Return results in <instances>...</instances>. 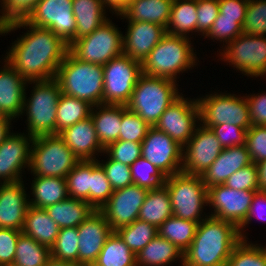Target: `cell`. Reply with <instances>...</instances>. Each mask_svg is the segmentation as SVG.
I'll return each mask as SVG.
<instances>
[{"label": "cell", "instance_id": "d590c367", "mask_svg": "<svg viewBox=\"0 0 266 266\" xmlns=\"http://www.w3.org/2000/svg\"><path fill=\"white\" fill-rule=\"evenodd\" d=\"M92 266H137L136 254L113 231Z\"/></svg>", "mask_w": 266, "mask_h": 266}, {"label": "cell", "instance_id": "e575fe53", "mask_svg": "<svg viewBox=\"0 0 266 266\" xmlns=\"http://www.w3.org/2000/svg\"><path fill=\"white\" fill-rule=\"evenodd\" d=\"M93 105L85 100L61 94L56 111V134L91 116Z\"/></svg>", "mask_w": 266, "mask_h": 266}, {"label": "cell", "instance_id": "e0dca14e", "mask_svg": "<svg viewBox=\"0 0 266 266\" xmlns=\"http://www.w3.org/2000/svg\"><path fill=\"white\" fill-rule=\"evenodd\" d=\"M255 192L234 190L224 184L207 188L208 204L214 208L210 216L229 221L239 228L247 218Z\"/></svg>", "mask_w": 266, "mask_h": 266}, {"label": "cell", "instance_id": "ba28073f", "mask_svg": "<svg viewBox=\"0 0 266 266\" xmlns=\"http://www.w3.org/2000/svg\"><path fill=\"white\" fill-rule=\"evenodd\" d=\"M170 195L173 216L200 223L207 200V187L198 175L176 173L166 177L163 184Z\"/></svg>", "mask_w": 266, "mask_h": 266}, {"label": "cell", "instance_id": "816d5d0a", "mask_svg": "<svg viewBox=\"0 0 266 266\" xmlns=\"http://www.w3.org/2000/svg\"><path fill=\"white\" fill-rule=\"evenodd\" d=\"M205 127L212 130L223 148L246 145V134L248 129L226 123Z\"/></svg>", "mask_w": 266, "mask_h": 266}, {"label": "cell", "instance_id": "5b68a950", "mask_svg": "<svg viewBox=\"0 0 266 266\" xmlns=\"http://www.w3.org/2000/svg\"><path fill=\"white\" fill-rule=\"evenodd\" d=\"M176 83L142 73L126 107L154 127L167 107L180 96Z\"/></svg>", "mask_w": 266, "mask_h": 266}, {"label": "cell", "instance_id": "30bf717a", "mask_svg": "<svg viewBox=\"0 0 266 266\" xmlns=\"http://www.w3.org/2000/svg\"><path fill=\"white\" fill-rule=\"evenodd\" d=\"M199 119L203 126L230 124L244 129L251 127L248 103L235 94L214 92L204 98H197Z\"/></svg>", "mask_w": 266, "mask_h": 266}, {"label": "cell", "instance_id": "681fc988", "mask_svg": "<svg viewBox=\"0 0 266 266\" xmlns=\"http://www.w3.org/2000/svg\"><path fill=\"white\" fill-rule=\"evenodd\" d=\"M98 163L105 171L106 177L113 190L125 188L133 184L129 165L112 160L110 157H108L105 163H100V161H98Z\"/></svg>", "mask_w": 266, "mask_h": 266}, {"label": "cell", "instance_id": "277c9868", "mask_svg": "<svg viewBox=\"0 0 266 266\" xmlns=\"http://www.w3.org/2000/svg\"><path fill=\"white\" fill-rule=\"evenodd\" d=\"M189 37L166 33L141 63L142 73L176 82L177 74L197 65Z\"/></svg>", "mask_w": 266, "mask_h": 266}, {"label": "cell", "instance_id": "d4e9b609", "mask_svg": "<svg viewBox=\"0 0 266 266\" xmlns=\"http://www.w3.org/2000/svg\"><path fill=\"white\" fill-rule=\"evenodd\" d=\"M252 163L246 145L224 148L218 158L201 175L203 183L207 188L224 184L234 172Z\"/></svg>", "mask_w": 266, "mask_h": 266}, {"label": "cell", "instance_id": "60d3db41", "mask_svg": "<svg viewBox=\"0 0 266 266\" xmlns=\"http://www.w3.org/2000/svg\"><path fill=\"white\" fill-rule=\"evenodd\" d=\"M77 227L62 228L50 248L51 258L78 265V238Z\"/></svg>", "mask_w": 266, "mask_h": 266}, {"label": "cell", "instance_id": "7dc6e473", "mask_svg": "<svg viewBox=\"0 0 266 266\" xmlns=\"http://www.w3.org/2000/svg\"><path fill=\"white\" fill-rule=\"evenodd\" d=\"M112 160L131 166L142 156L141 143L118 140L104 149Z\"/></svg>", "mask_w": 266, "mask_h": 266}, {"label": "cell", "instance_id": "6125c7cd", "mask_svg": "<svg viewBox=\"0 0 266 266\" xmlns=\"http://www.w3.org/2000/svg\"><path fill=\"white\" fill-rule=\"evenodd\" d=\"M258 175V191H266V159L256 163Z\"/></svg>", "mask_w": 266, "mask_h": 266}, {"label": "cell", "instance_id": "8fae6325", "mask_svg": "<svg viewBox=\"0 0 266 266\" xmlns=\"http://www.w3.org/2000/svg\"><path fill=\"white\" fill-rule=\"evenodd\" d=\"M103 104L124 105L142 74L141 62L121 54L103 65Z\"/></svg>", "mask_w": 266, "mask_h": 266}, {"label": "cell", "instance_id": "11a10c76", "mask_svg": "<svg viewBox=\"0 0 266 266\" xmlns=\"http://www.w3.org/2000/svg\"><path fill=\"white\" fill-rule=\"evenodd\" d=\"M219 13V0H197V33L205 36Z\"/></svg>", "mask_w": 266, "mask_h": 266}, {"label": "cell", "instance_id": "ee69618b", "mask_svg": "<svg viewBox=\"0 0 266 266\" xmlns=\"http://www.w3.org/2000/svg\"><path fill=\"white\" fill-rule=\"evenodd\" d=\"M130 171L133 184L148 190L159 188L166 180V177L142 156L130 166Z\"/></svg>", "mask_w": 266, "mask_h": 266}, {"label": "cell", "instance_id": "ac0fdd59", "mask_svg": "<svg viewBox=\"0 0 266 266\" xmlns=\"http://www.w3.org/2000/svg\"><path fill=\"white\" fill-rule=\"evenodd\" d=\"M149 190L132 184L113 191L100 211L113 231L138 219L139 211Z\"/></svg>", "mask_w": 266, "mask_h": 266}, {"label": "cell", "instance_id": "f907efd6", "mask_svg": "<svg viewBox=\"0 0 266 266\" xmlns=\"http://www.w3.org/2000/svg\"><path fill=\"white\" fill-rule=\"evenodd\" d=\"M234 190L258 191L257 165L252 163L234 172L224 183Z\"/></svg>", "mask_w": 266, "mask_h": 266}, {"label": "cell", "instance_id": "ab89813d", "mask_svg": "<svg viewBox=\"0 0 266 266\" xmlns=\"http://www.w3.org/2000/svg\"><path fill=\"white\" fill-rule=\"evenodd\" d=\"M70 198L85 200L90 204L91 160L79 161L66 176Z\"/></svg>", "mask_w": 266, "mask_h": 266}, {"label": "cell", "instance_id": "94428289", "mask_svg": "<svg viewBox=\"0 0 266 266\" xmlns=\"http://www.w3.org/2000/svg\"><path fill=\"white\" fill-rule=\"evenodd\" d=\"M105 7L110 8L116 15H120L131 2V0H103Z\"/></svg>", "mask_w": 266, "mask_h": 266}, {"label": "cell", "instance_id": "bcb514c9", "mask_svg": "<svg viewBox=\"0 0 266 266\" xmlns=\"http://www.w3.org/2000/svg\"><path fill=\"white\" fill-rule=\"evenodd\" d=\"M242 32L254 36H266V0H248Z\"/></svg>", "mask_w": 266, "mask_h": 266}, {"label": "cell", "instance_id": "d6a6232c", "mask_svg": "<svg viewBox=\"0 0 266 266\" xmlns=\"http://www.w3.org/2000/svg\"><path fill=\"white\" fill-rule=\"evenodd\" d=\"M173 215L170 195L167 188L149 190L142 204L138 219L155 225L157 228Z\"/></svg>", "mask_w": 266, "mask_h": 266}, {"label": "cell", "instance_id": "6da1fadb", "mask_svg": "<svg viewBox=\"0 0 266 266\" xmlns=\"http://www.w3.org/2000/svg\"><path fill=\"white\" fill-rule=\"evenodd\" d=\"M21 27L29 30L12 43L4 60L27 81L55 78L57 69L69 50L68 44L51 30L32 26L24 19L1 25L0 35Z\"/></svg>", "mask_w": 266, "mask_h": 266}, {"label": "cell", "instance_id": "5bb4252c", "mask_svg": "<svg viewBox=\"0 0 266 266\" xmlns=\"http://www.w3.org/2000/svg\"><path fill=\"white\" fill-rule=\"evenodd\" d=\"M142 157L165 177L182 172L183 146L165 132L150 127L141 143Z\"/></svg>", "mask_w": 266, "mask_h": 266}, {"label": "cell", "instance_id": "f5cc1de1", "mask_svg": "<svg viewBox=\"0 0 266 266\" xmlns=\"http://www.w3.org/2000/svg\"><path fill=\"white\" fill-rule=\"evenodd\" d=\"M246 146L251 161L258 163L266 159V126H251L246 134Z\"/></svg>", "mask_w": 266, "mask_h": 266}, {"label": "cell", "instance_id": "8992f818", "mask_svg": "<svg viewBox=\"0 0 266 266\" xmlns=\"http://www.w3.org/2000/svg\"><path fill=\"white\" fill-rule=\"evenodd\" d=\"M33 85L31 97L23 103V111L27 114V132L32 137L56 134L57 103L62 94L55 78L48 80L28 81Z\"/></svg>", "mask_w": 266, "mask_h": 266}, {"label": "cell", "instance_id": "7402d4cb", "mask_svg": "<svg viewBox=\"0 0 266 266\" xmlns=\"http://www.w3.org/2000/svg\"><path fill=\"white\" fill-rule=\"evenodd\" d=\"M165 34L166 29L158 24L129 22L123 35V54L142 63Z\"/></svg>", "mask_w": 266, "mask_h": 266}, {"label": "cell", "instance_id": "44dd1931", "mask_svg": "<svg viewBox=\"0 0 266 266\" xmlns=\"http://www.w3.org/2000/svg\"><path fill=\"white\" fill-rule=\"evenodd\" d=\"M22 180L0 184V228L22 231L29 198Z\"/></svg>", "mask_w": 266, "mask_h": 266}, {"label": "cell", "instance_id": "e7e4bbea", "mask_svg": "<svg viewBox=\"0 0 266 266\" xmlns=\"http://www.w3.org/2000/svg\"><path fill=\"white\" fill-rule=\"evenodd\" d=\"M45 266H78V265L64 261H58L51 258Z\"/></svg>", "mask_w": 266, "mask_h": 266}, {"label": "cell", "instance_id": "c3c4849f", "mask_svg": "<svg viewBox=\"0 0 266 266\" xmlns=\"http://www.w3.org/2000/svg\"><path fill=\"white\" fill-rule=\"evenodd\" d=\"M242 26L237 22V18L222 17L220 13L214 21L209 32L204 36L212 40L229 43L242 34Z\"/></svg>", "mask_w": 266, "mask_h": 266}, {"label": "cell", "instance_id": "7c38bea8", "mask_svg": "<svg viewBox=\"0 0 266 266\" xmlns=\"http://www.w3.org/2000/svg\"><path fill=\"white\" fill-rule=\"evenodd\" d=\"M220 58L250 77L266 75V36L240 34L223 48ZM265 74V75H264Z\"/></svg>", "mask_w": 266, "mask_h": 266}, {"label": "cell", "instance_id": "f35d334b", "mask_svg": "<svg viewBox=\"0 0 266 266\" xmlns=\"http://www.w3.org/2000/svg\"><path fill=\"white\" fill-rule=\"evenodd\" d=\"M115 232L135 254L147 246L158 235V230L155 225L140 219L118 228Z\"/></svg>", "mask_w": 266, "mask_h": 266}, {"label": "cell", "instance_id": "52a82bcc", "mask_svg": "<svg viewBox=\"0 0 266 266\" xmlns=\"http://www.w3.org/2000/svg\"><path fill=\"white\" fill-rule=\"evenodd\" d=\"M78 162L59 134L34 137L28 168L33 176L66 178Z\"/></svg>", "mask_w": 266, "mask_h": 266}, {"label": "cell", "instance_id": "7bdbcfd3", "mask_svg": "<svg viewBox=\"0 0 266 266\" xmlns=\"http://www.w3.org/2000/svg\"><path fill=\"white\" fill-rule=\"evenodd\" d=\"M113 191L98 160H91L90 205L95 210H100L113 194Z\"/></svg>", "mask_w": 266, "mask_h": 266}, {"label": "cell", "instance_id": "f546056e", "mask_svg": "<svg viewBox=\"0 0 266 266\" xmlns=\"http://www.w3.org/2000/svg\"><path fill=\"white\" fill-rule=\"evenodd\" d=\"M94 210L85 200L70 197L45 208L60 229L78 227Z\"/></svg>", "mask_w": 266, "mask_h": 266}, {"label": "cell", "instance_id": "4dcf8cb0", "mask_svg": "<svg viewBox=\"0 0 266 266\" xmlns=\"http://www.w3.org/2000/svg\"><path fill=\"white\" fill-rule=\"evenodd\" d=\"M31 190L34 198L29 200V205L39 209L56 204L67 199L66 178L34 176Z\"/></svg>", "mask_w": 266, "mask_h": 266}, {"label": "cell", "instance_id": "4316f807", "mask_svg": "<svg viewBox=\"0 0 266 266\" xmlns=\"http://www.w3.org/2000/svg\"><path fill=\"white\" fill-rule=\"evenodd\" d=\"M173 0H131L126 9L118 16L128 22H150L166 29L170 20Z\"/></svg>", "mask_w": 266, "mask_h": 266}, {"label": "cell", "instance_id": "484cf974", "mask_svg": "<svg viewBox=\"0 0 266 266\" xmlns=\"http://www.w3.org/2000/svg\"><path fill=\"white\" fill-rule=\"evenodd\" d=\"M103 0H72V11L76 21V34L67 43L68 46L77 39L91 34L102 26L106 18V10Z\"/></svg>", "mask_w": 266, "mask_h": 266}, {"label": "cell", "instance_id": "83f0119b", "mask_svg": "<svg viewBox=\"0 0 266 266\" xmlns=\"http://www.w3.org/2000/svg\"><path fill=\"white\" fill-rule=\"evenodd\" d=\"M91 118L94 122L99 143L104 149L109 144L119 140L122 105L98 104L93 106Z\"/></svg>", "mask_w": 266, "mask_h": 266}, {"label": "cell", "instance_id": "4fadbf2b", "mask_svg": "<svg viewBox=\"0 0 266 266\" xmlns=\"http://www.w3.org/2000/svg\"><path fill=\"white\" fill-rule=\"evenodd\" d=\"M24 20L32 26L51 30L66 43L76 34L72 0H39Z\"/></svg>", "mask_w": 266, "mask_h": 266}, {"label": "cell", "instance_id": "9a60e30c", "mask_svg": "<svg viewBox=\"0 0 266 266\" xmlns=\"http://www.w3.org/2000/svg\"><path fill=\"white\" fill-rule=\"evenodd\" d=\"M187 99L180 95L167 107L154 126L181 146H184L193 136L197 127L196 122L200 120L197 100Z\"/></svg>", "mask_w": 266, "mask_h": 266}, {"label": "cell", "instance_id": "3957f363", "mask_svg": "<svg viewBox=\"0 0 266 266\" xmlns=\"http://www.w3.org/2000/svg\"><path fill=\"white\" fill-rule=\"evenodd\" d=\"M55 80L63 94L89 102L103 104V65L80 61L69 51L57 69Z\"/></svg>", "mask_w": 266, "mask_h": 266}, {"label": "cell", "instance_id": "836d02e7", "mask_svg": "<svg viewBox=\"0 0 266 266\" xmlns=\"http://www.w3.org/2000/svg\"><path fill=\"white\" fill-rule=\"evenodd\" d=\"M193 31L197 32V0H173L166 33L189 37Z\"/></svg>", "mask_w": 266, "mask_h": 266}, {"label": "cell", "instance_id": "8d00e7d4", "mask_svg": "<svg viewBox=\"0 0 266 266\" xmlns=\"http://www.w3.org/2000/svg\"><path fill=\"white\" fill-rule=\"evenodd\" d=\"M198 222L181 219L175 216L169 217L158 228V235L175 244L183 253L191 245Z\"/></svg>", "mask_w": 266, "mask_h": 266}, {"label": "cell", "instance_id": "be15d7a7", "mask_svg": "<svg viewBox=\"0 0 266 266\" xmlns=\"http://www.w3.org/2000/svg\"><path fill=\"white\" fill-rule=\"evenodd\" d=\"M11 121L9 117L0 115V144L11 133Z\"/></svg>", "mask_w": 266, "mask_h": 266}, {"label": "cell", "instance_id": "ffe728a7", "mask_svg": "<svg viewBox=\"0 0 266 266\" xmlns=\"http://www.w3.org/2000/svg\"><path fill=\"white\" fill-rule=\"evenodd\" d=\"M78 266L93 265L113 230L100 210L87 217L78 227Z\"/></svg>", "mask_w": 266, "mask_h": 266}, {"label": "cell", "instance_id": "9f6ffc18", "mask_svg": "<svg viewBox=\"0 0 266 266\" xmlns=\"http://www.w3.org/2000/svg\"><path fill=\"white\" fill-rule=\"evenodd\" d=\"M22 231L0 228V266H12L17 240Z\"/></svg>", "mask_w": 266, "mask_h": 266}, {"label": "cell", "instance_id": "7a4b0ae2", "mask_svg": "<svg viewBox=\"0 0 266 266\" xmlns=\"http://www.w3.org/2000/svg\"><path fill=\"white\" fill-rule=\"evenodd\" d=\"M205 216L198 223L191 245L183 253V266H226L233 248L241 240L233 223Z\"/></svg>", "mask_w": 266, "mask_h": 266}, {"label": "cell", "instance_id": "cb8c5ba5", "mask_svg": "<svg viewBox=\"0 0 266 266\" xmlns=\"http://www.w3.org/2000/svg\"><path fill=\"white\" fill-rule=\"evenodd\" d=\"M59 136L79 161L97 160L95 155L104 153L91 116L66 128Z\"/></svg>", "mask_w": 266, "mask_h": 266}, {"label": "cell", "instance_id": "91938a15", "mask_svg": "<svg viewBox=\"0 0 266 266\" xmlns=\"http://www.w3.org/2000/svg\"><path fill=\"white\" fill-rule=\"evenodd\" d=\"M248 0H219V13L222 17L237 18V22L243 26Z\"/></svg>", "mask_w": 266, "mask_h": 266}, {"label": "cell", "instance_id": "74e56055", "mask_svg": "<svg viewBox=\"0 0 266 266\" xmlns=\"http://www.w3.org/2000/svg\"><path fill=\"white\" fill-rule=\"evenodd\" d=\"M50 259V248L24 233L19 235L12 266H45Z\"/></svg>", "mask_w": 266, "mask_h": 266}, {"label": "cell", "instance_id": "6f0895ef", "mask_svg": "<svg viewBox=\"0 0 266 266\" xmlns=\"http://www.w3.org/2000/svg\"><path fill=\"white\" fill-rule=\"evenodd\" d=\"M248 103L251 126H266V94L245 97Z\"/></svg>", "mask_w": 266, "mask_h": 266}, {"label": "cell", "instance_id": "1f68e13d", "mask_svg": "<svg viewBox=\"0 0 266 266\" xmlns=\"http://www.w3.org/2000/svg\"><path fill=\"white\" fill-rule=\"evenodd\" d=\"M177 258L183 266V252L175 244L156 235L136 254V263L137 266H167Z\"/></svg>", "mask_w": 266, "mask_h": 266}, {"label": "cell", "instance_id": "f1b7e54d", "mask_svg": "<svg viewBox=\"0 0 266 266\" xmlns=\"http://www.w3.org/2000/svg\"><path fill=\"white\" fill-rule=\"evenodd\" d=\"M59 231L60 227L51 219L45 209L28 207L22 233L32 237L41 245L51 248Z\"/></svg>", "mask_w": 266, "mask_h": 266}, {"label": "cell", "instance_id": "d6986e66", "mask_svg": "<svg viewBox=\"0 0 266 266\" xmlns=\"http://www.w3.org/2000/svg\"><path fill=\"white\" fill-rule=\"evenodd\" d=\"M33 140L34 137L24 133H10L0 144V180L3 183L22 179V169L29 168Z\"/></svg>", "mask_w": 266, "mask_h": 266}, {"label": "cell", "instance_id": "f6af8a7d", "mask_svg": "<svg viewBox=\"0 0 266 266\" xmlns=\"http://www.w3.org/2000/svg\"><path fill=\"white\" fill-rule=\"evenodd\" d=\"M150 126L138 115L122 105L119 140L142 143Z\"/></svg>", "mask_w": 266, "mask_h": 266}, {"label": "cell", "instance_id": "b9f144b4", "mask_svg": "<svg viewBox=\"0 0 266 266\" xmlns=\"http://www.w3.org/2000/svg\"><path fill=\"white\" fill-rule=\"evenodd\" d=\"M226 266H266V247L241 239L233 248Z\"/></svg>", "mask_w": 266, "mask_h": 266}, {"label": "cell", "instance_id": "2e32d148", "mask_svg": "<svg viewBox=\"0 0 266 266\" xmlns=\"http://www.w3.org/2000/svg\"><path fill=\"white\" fill-rule=\"evenodd\" d=\"M223 149L212 130L200 124L199 127H196L193 136L183 146L182 172L203 175Z\"/></svg>", "mask_w": 266, "mask_h": 266}, {"label": "cell", "instance_id": "9c48e42d", "mask_svg": "<svg viewBox=\"0 0 266 266\" xmlns=\"http://www.w3.org/2000/svg\"><path fill=\"white\" fill-rule=\"evenodd\" d=\"M111 22L109 19L91 34L73 41L68 51L80 61L99 65L123 54V34Z\"/></svg>", "mask_w": 266, "mask_h": 266}, {"label": "cell", "instance_id": "db71d44e", "mask_svg": "<svg viewBox=\"0 0 266 266\" xmlns=\"http://www.w3.org/2000/svg\"><path fill=\"white\" fill-rule=\"evenodd\" d=\"M39 0H1L0 26L10 21L24 19Z\"/></svg>", "mask_w": 266, "mask_h": 266}, {"label": "cell", "instance_id": "680465c9", "mask_svg": "<svg viewBox=\"0 0 266 266\" xmlns=\"http://www.w3.org/2000/svg\"><path fill=\"white\" fill-rule=\"evenodd\" d=\"M265 213H266V191H257V192H255V194L252 198L251 206L249 208V212L247 214L246 220L238 228L239 235H240L241 239H243V240L248 239V238H246L247 236L244 235L245 233L243 232V230H245V229H243V228H245L248 224H250L253 217L256 216L257 219H259L261 221H265L266 220Z\"/></svg>", "mask_w": 266, "mask_h": 266}, {"label": "cell", "instance_id": "603a6c76", "mask_svg": "<svg viewBox=\"0 0 266 266\" xmlns=\"http://www.w3.org/2000/svg\"><path fill=\"white\" fill-rule=\"evenodd\" d=\"M4 62L3 69H0V115L13 120L23 115V103L28 81L6 60Z\"/></svg>", "mask_w": 266, "mask_h": 266}]
</instances>
